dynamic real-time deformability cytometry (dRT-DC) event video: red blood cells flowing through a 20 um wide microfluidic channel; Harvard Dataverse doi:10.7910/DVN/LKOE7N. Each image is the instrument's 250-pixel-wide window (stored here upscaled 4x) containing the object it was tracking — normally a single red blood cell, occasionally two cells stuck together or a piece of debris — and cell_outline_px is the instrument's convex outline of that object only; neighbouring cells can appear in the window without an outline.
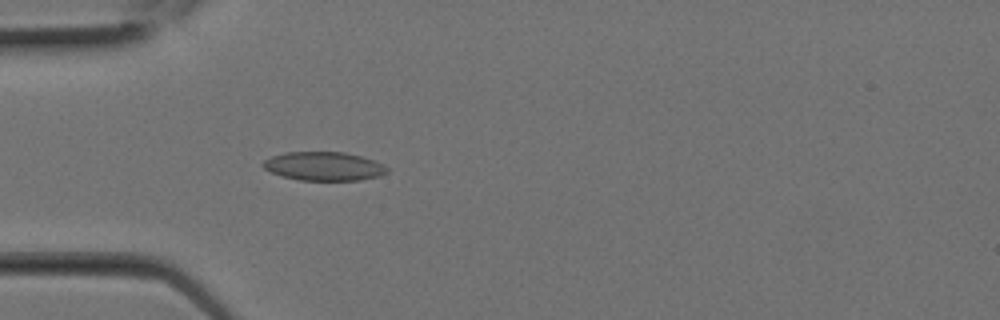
{"species": "Egyptian fruit bat (a non-hibernating species)", "species_latin": "Rousettus aegyptiacus", "temperature_condition": "room temperature", "stored_images_in_passage": 2, "camera_frame_rate_fps": 3000, "um_per_image_px": 0.085, "animal": {"sex": "female"}, "frame": {"image": 1, "passage_image": 2, "time_ms": 0.333, "image_size_px": [1000, 320], "cell_outline_px": [[388, 172], [380, 176], [360, 180], [300, 180], [284, 176], [272, 172], [264, 168], [260, 164], [264, 160], [272, 156], [284, 152], [344, 152], [360, 156], [384, 164], [388, 168]], "centroid_in_image_um": [27.54, 14.13], "position_along_channel_um": 57.5, "area_um2": 20.69}}